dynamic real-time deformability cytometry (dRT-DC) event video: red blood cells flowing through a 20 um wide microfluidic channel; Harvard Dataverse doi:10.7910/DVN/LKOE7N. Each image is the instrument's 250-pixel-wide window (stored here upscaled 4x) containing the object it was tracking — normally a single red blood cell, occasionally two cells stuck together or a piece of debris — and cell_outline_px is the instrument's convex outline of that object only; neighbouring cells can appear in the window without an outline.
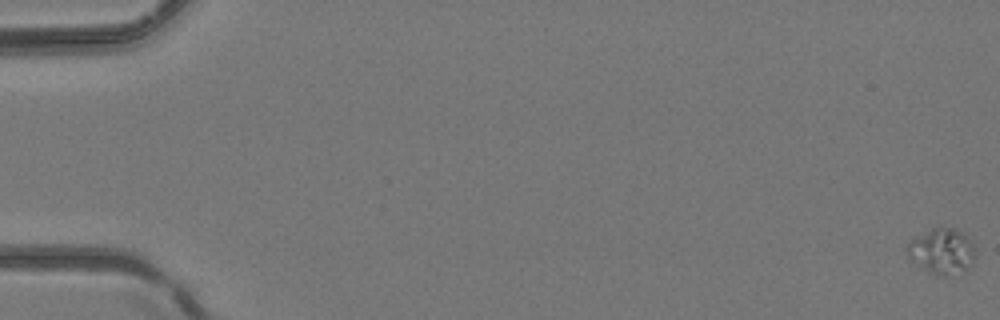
{"species": "common noctule bat (a hibernating species)", "species_latin": "Nyctalus noctula", "temperature_condition": "room temperature", "stored_images_in_passage": 51, "camera_frame_rate_fps": 3000, "um_per_image_px": 0.085, "animal": {"sex": "female", "body_mass_g": 24.6, "forearm_length_mm": 56.2}, "frame": {"image": 1, "passage_image": 1, "time_ms": 0.0, "image_size_px": [1000, 320], "cell_outline_px": [[972, 264], [968, 268], [948, 276], [944, 276], [932, 272], [912, 260], [908, 256], [904, 248], [912, 240], [932, 228], [956, 228], [964, 232], [972, 244]], "centroid_in_image_um": [80.05, 21.33], "position_along_channel_um": 5.0, "area_um2": 17.4}}
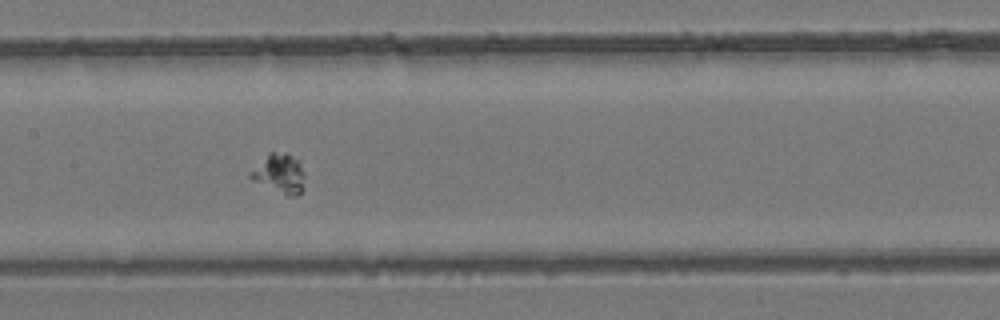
{"frame": {"image": 2, "passage_image": 26, "time_ms": 8.333, "image_size_px": [1000, 320], "cell_outline_px": [[304, 188], [296, 196], [284, 196], [252, 180], [248, 176], [248, 172], [268, 152], [288, 152], [300, 164], [304, 172]], "centroid_in_image_um": [23.73, 14.76], "position_along_channel_um": 183.7, "area_um2": 12.77}}
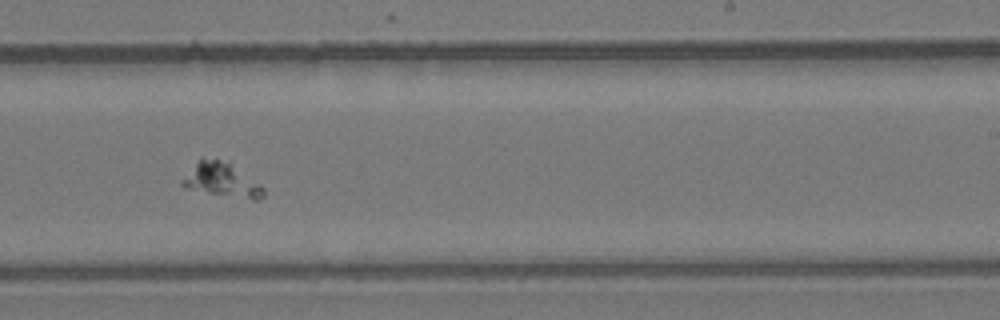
{"frame": {"image": 3, "passage_image": 32, "time_ms": 10.333, "image_size_px": [1000, 320], "cell_outline_px": [[264, 196], [260, 200], [252, 200], [184, 188], [180, 184], [180, 180], [200, 156], [220, 160], [228, 164], [260, 184], [264, 188]], "centroid_in_image_um": [18.78, 15.31], "position_along_channel_um": 270.2, "area_um2": 15.9}}